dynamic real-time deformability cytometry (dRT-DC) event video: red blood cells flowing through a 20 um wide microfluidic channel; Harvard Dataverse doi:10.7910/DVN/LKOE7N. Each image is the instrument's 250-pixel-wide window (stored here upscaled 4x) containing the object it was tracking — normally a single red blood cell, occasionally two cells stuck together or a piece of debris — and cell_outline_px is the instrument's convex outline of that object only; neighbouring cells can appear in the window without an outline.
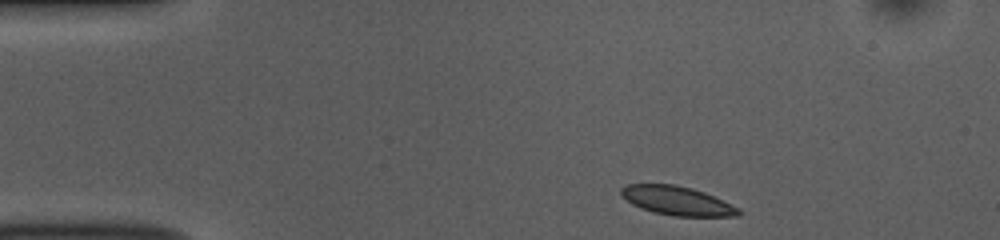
{"species": "common noctule bat (a hibernating species)", "species_latin": "Nyctalus noctula", "temperature_condition": "room temperature", "stored_images_in_passage": 46, "camera_frame_rate_fps": 3000, "um_per_image_px": 0.085, "animal": {"sex": "female", "body_mass_g": 10.0, "forearm_length_mm": 53.1}, "frame": {"image": 1, "passage_image": 1, "time_ms": 0.0, "image_size_px": [1000, 240], "cell_outline_px": [[740, 212], [732, 216], [676, 216], [656, 212], [632, 204], [620, 192], [620, 188], [628, 184], [672, 184], [704, 192], [736, 208]], "centroid_in_image_um": [57.48, 17.05], "position_along_channel_um": 27.5, "area_um2": 18.9}}
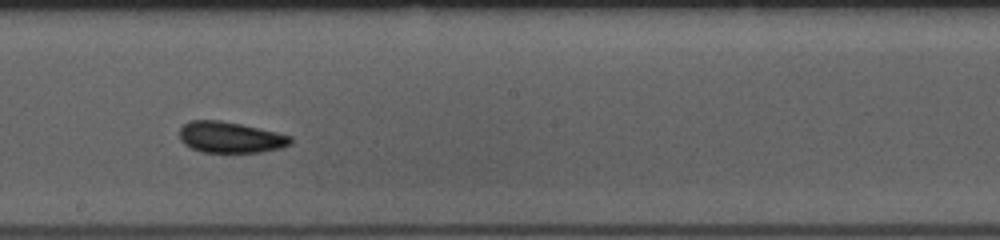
{"frame": {"image": 2, "passage_image": 22, "time_ms": 7.0, "image_size_px": [1000, 240], "cell_outline_px": [[292, 140], [288, 144], [280, 148], [260, 152], [204, 152], [192, 148], [180, 140], [180, 128], [184, 124], [192, 120], [216, 120], [240, 124], [288, 136]], "centroid_in_image_um": [19.51, 11.67], "position_along_channel_um": 228.7, "area_um2": 19.48}}
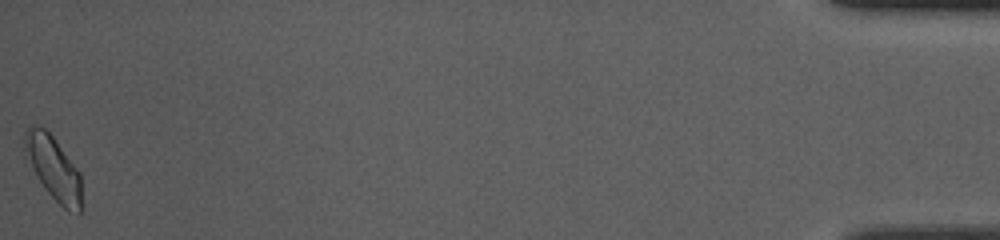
{"frame": {"image": 3, "passage_image": 46, "time_ms": 15.0, "image_size_px": [1000, 240], "cell_outline_px": [[80, 212], [64, 208], [48, 192], [40, 180], [32, 164], [24, 132], [32, 124], [44, 128], [52, 136], [80, 172]], "centroid_in_image_um": [4.6, 14.26], "position_along_channel_um": 430.6, "area_um2": 19.54}, "authors_computed_cell_mechanics": {"area_um2": 19.074, "velocity_mm_per_s": 3.7099, "shape_relaxation_time_tau1_ms": 1.8612, "shape_relaxation_time_tau2_ms": 1.8985, "deformation_change_tau1": 0.0823, "deformation_change_tau2": 0.0759}}